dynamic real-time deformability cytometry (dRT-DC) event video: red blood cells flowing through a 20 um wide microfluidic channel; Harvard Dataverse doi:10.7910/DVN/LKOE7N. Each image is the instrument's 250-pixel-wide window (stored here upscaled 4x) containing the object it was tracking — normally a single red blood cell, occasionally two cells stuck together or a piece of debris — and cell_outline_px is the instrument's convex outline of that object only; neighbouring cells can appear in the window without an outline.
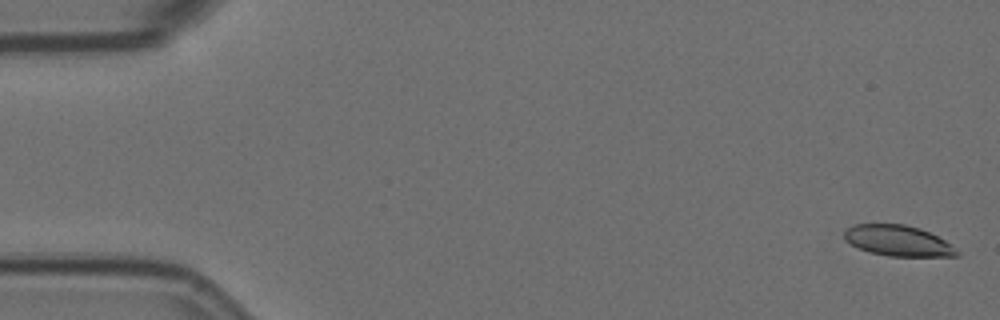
{"species": "Egyptian fruit bat (a non-hibernating species)", "species_latin": "Rousettus aegyptiacus", "temperature_condition": "room temperature", "stored_images_in_passage": 12, "camera_frame_rate_fps": 3000, "um_per_image_px": 0.085, "animal": {"sex": "female"}, "frame": {"image": 1, "passage_image": 2, "time_ms": 0.333, "image_size_px": [1000, 320], "cell_outline_px": [[960, 256], [888, 256], [868, 252], [844, 240], [844, 232], [848, 228], [856, 224], [904, 224], [920, 228], [944, 240], [956, 248], [960, 252]], "centroid_in_image_um": [76.34, 20.47], "position_along_channel_um": 8.7, "area_um2": 20.06}}